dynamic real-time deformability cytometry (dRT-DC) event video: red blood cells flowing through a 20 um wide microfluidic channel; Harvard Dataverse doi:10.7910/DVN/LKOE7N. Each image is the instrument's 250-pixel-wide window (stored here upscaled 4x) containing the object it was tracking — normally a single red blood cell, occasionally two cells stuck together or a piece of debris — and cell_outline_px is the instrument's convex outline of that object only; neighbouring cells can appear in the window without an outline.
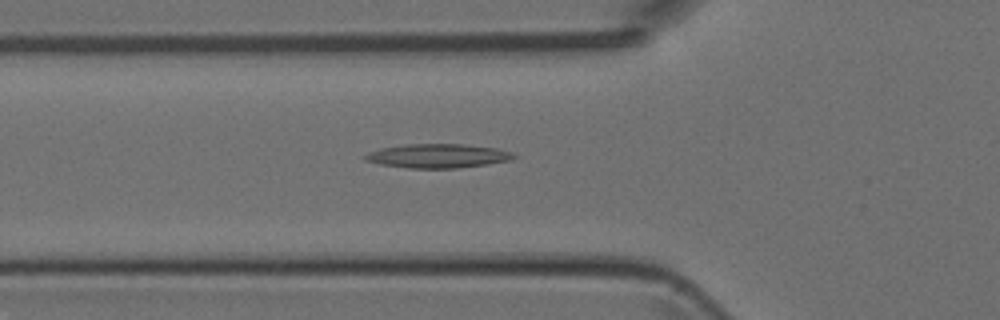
{"species": "Egyptian fruit bat (a non-hibernating species)", "species_latin": "Rousettus aegyptiacus", "temperature_condition": "room temperature", "stored_images_in_passage": 48, "camera_frame_rate_fps": 3000, "um_per_image_px": 0.085, "animal": {"sex": "female"}, "frame": {"image": 1, "passage_image": 16, "time_ms": 5.0, "image_size_px": [1000, 320], "cell_outline_px": [[516, 156], [512, 160], [488, 164], [456, 168], [408, 168], [380, 164], [364, 160], [360, 156], [368, 152], [380, 148], [404, 144], [460, 144], [496, 148], [512, 152]], "centroid_in_image_um": [37.16, 13.25], "position_along_channel_um": 88.6, "area_um2": 20.92}}
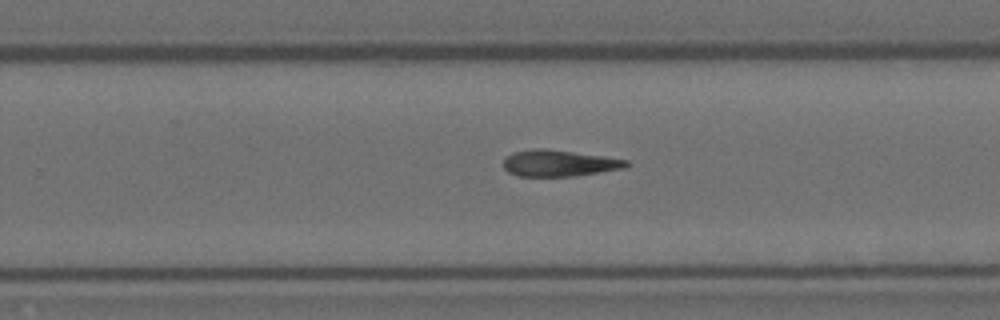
{"frame": {"image": 2, "passage_image": 30, "time_ms": 9.667, "image_size_px": [1000, 320], "cell_outline_px": [[628, 164], [624, 168], [572, 176], [520, 176], [508, 172], [504, 168], [504, 160], [512, 152], [532, 148], [544, 148], [628, 160]], "centroid_in_image_um": [47.46, 13.87], "position_along_channel_um": 282.3, "area_um2": 18.55}}
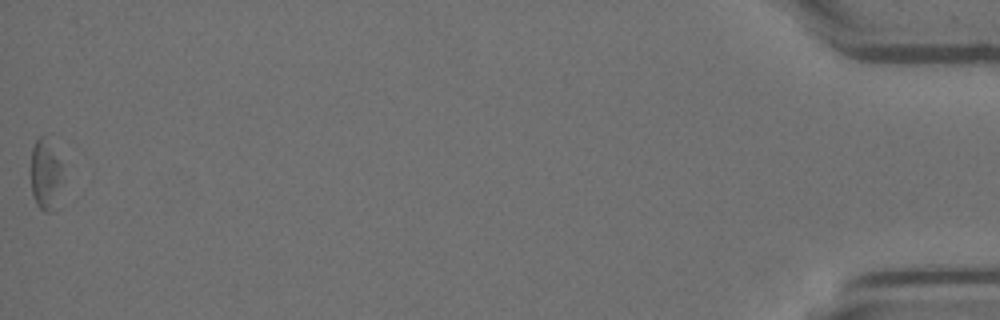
{"frame": {"image": 3, "passage_image": 48, "time_ms": 15.667, "image_size_px": [1000, 320], "cell_outline_px": [[64, 164], [60, 208], [56, 212], [44, 212], [36, 204], [32, 192], [32, 148], [36, 140], [44, 132]], "centroid_in_image_um": [3.97, 14.9], "position_along_channel_um": 431.2, "area_um2": 14.16}}